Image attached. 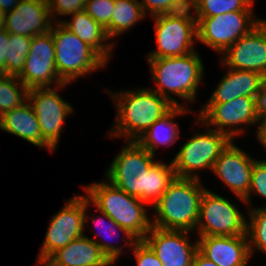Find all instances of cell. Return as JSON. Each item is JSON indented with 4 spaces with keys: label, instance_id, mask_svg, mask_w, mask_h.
<instances>
[{
    "label": "cell",
    "instance_id": "obj_2",
    "mask_svg": "<svg viewBox=\"0 0 266 266\" xmlns=\"http://www.w3.org/2000/svg\"><path fill=\"white\" fill-rule=\"evenodd\" d=\"M107 91L111 93L117 111L108 136L124 137V141H137L157 119L175 106L150 88Z\"/></svg>",
    "mask_w": 266,
    "mask_h": 266
},
{
    "label": "cell",
    "instance_id": "obj_24",
    "mask_svg": "<svg viewBox=\"0 0 266 266\" xmlns=\"http://www.w3.org/2000/svg\"><path fill=\"white\" fill-rule=\"evenodd\" d=\"M71 21L62 20V24L73 32L80 40L93 47L107 62L116 43L106 42L109 38L105 29L93 20L84 10L70 15Z\"/></svg>",
    "mask_w": 266,
    "mask_h": 266
},
{
    "label": "cell",
    "instance_id": "obj_11",
    "mask_svg": "<svg viewBox=\"0 0 266 266\" xmlns=\"http://www.w3.org/2000/svg\"><path fill=\"white\" fill-rule=\"evenodd\" d=\"M197 116V122H194L196 125L214 126L212 129L225 134L230 140L244 134L245 127L255 124L257 126L259 122L255 98L247 96L238 97L227 103H206L201 105Z\"/></svg>",
    "mask_w": 266,
    "mask_h": 266
},
{
    "label": "cell",
    "instance_id": "obj_38",
    "mask_svg": "<svg viewBox=\"0 0 266 266\" xmlns=\"http://www.w3.org/2000/svg\"><path fill=\"white\" fill-rule=\"evenodd\" d=\"M258 128L256 129V139L261 143V145L265 148L266 150V118L261 119L258 122ZM263 162H266V160H260Z\"/></svg>",
    "mask_w": 266,
    "mask_h": 266
},
{
    "label": "cell",
    "instance_id": "obj_29",
    "mask_svg": "<svg viewBox=\"0 0 266 266\" xmlns=\"http://www.w3.org/2000/svg\"><path fill=\"white\" fill-rule=\"evenodd\" d=\"M248 207V220L250 221H247L246 235L250 255L253 257L255 250H259L266 255V208L261 206L250 208V205Z\"/></svg>",
    "mask_w": 266,
    "mask_h": 266
},
{
    "label": "cell",
    "instance_id": "obj_10",
    "mask_svg": "<svg viewBox=\"0 0 266 266\" xmlns=\"http://www.w3.org/2000/svg\"><path fill=\"white\" fill-rule=\"evenodd\" d=\"M195 18L197 40L220 55L263 20L256 18L253 11H233L212 17Z\"/></svg>",
    "mask_w": 266,
    "mask_h": 266
},
{
    "label": "cell",
    "instance_id": "obj_20",
    "mask_svg": "<svg viewBox=\"0 0 266 266\" xmlns=\"http://www.w3.org/2000/svg\"><path fill=\"white\" fill-rule=\"evenodd\" d=\"M265 80L253 71L227 68L207 103H227L241 96L255 98Z\"/></svg>",
    "mask_w": 266,
    "mask_h": 266
},
{
    "label": "cell",
    "instance_id": "obj_39",
    "mask_svg": "<svg viewBox=\"0 0 266 266\" xmlns=\"http://www.w3.org/2000/svg\"><path fill=\"white\" fill-rule=\"evenodd\" d=\"M192 266H218L213 261L208 260L199 251L195 254Z\"/></svg>",
    "mask_w": 266,
    "mask_h": 266
},
{
    "label": "cell",
    "instance_id": "obj_3",
    "mask_svg": "<svg viewBox=\"0 0 266 266\" xmlns=\"http://www.w3.org/2000/svg\"><path fill=\"white\" fill-rule=\"evenodd\" d=\"M151 79L156 86L150 89L165 97L174 105L180 104L176 97L193 103L204 77V66L198 52L176 57L147 58Z\"/></svg>",
    "mask_w": 266,
    "mask_h": 266
},
{
    "label": "cell",
    "instance_id": "obj_26",
    "mask_svg": "<svg viewBox=\"0 0 266 266\" xmlns=\"http://www.w3.org/2000/svg\"><path fill=\"white\" fill-rule=\"evenodd\" d=\"M145 17L140 1L115 0L111 22L105 28V32L109 40L116 38L126 33Z\"/></svg>",
    "mask_w": 266,
    "mask_h": 266
},
{
    "label": "cell",
    "instance_id": "obj_31",
    "mask_svg": "<svg viewBox=\"0 0 266 266\" xmlns=\"http://www.w3.org/2000/svg\"><path fill=\"white\" fill-rule=\"evenodd\" d=\"M140 3L145 16L150 12L152 17L177 13L190 8L188 0H142Z\"/></svg>",
    "mask_w": 266,
    "mask_h": 266
},
{
    "label": "cell",
    "instance_id": "obj_28",
    "mask_svg": "<svg viewBox=\"0 0 266 266\" xmlns=\"http://www.w3.org/2000/svg\"><path fill=\"white\" fill-rule=\"evenodd\" d=\"M28 89L17 76L0 74V116L27 101Z\"/></svg>",
    "mask_w": 266,
    "mask_h": 266
},
{
    "label": "cell",
    "instance_id": "obj_34",
    "mask_svg": "<svg viewBox=\"0 0 266 266\" xmlns=\"http://www.w3.org/2000/svg\"><path fill=\"white\" fill-rule=\"evenodd\" d=\"M52 21L62 22L58 16L72 15L75 12L83 11L86 0H47ZM56 17H58L56 19Z\"/></svg>",
    "mask_w": 266,
    "mask_h": 266
},
{
    "label": "cell",
    "instance_id": "obj_6",
    "mask_svg": "<svg viewBox=\"0 0 266 266\" xmlns=\"http://www.w3.org/2000/svg\"><path fill=\"white\" fill-rule=\"evenodd\" d=\"M55 65L60 80L70 84L88 73L102 69L108 62L90 45L80 40L61 22L52 24Z\"/></svg>",
    "mask_w": 266,
    "mask_h": 266
},
{
    "label": "cell",
    "instance_id": "obj_13",
    "mask_svg": "<svg viewBox=\"0 0 266 266\" xmlns=\"http://www.w3.org/2000/svg\"><path fill=\"white\" fill-rule=\"evenodd\" d=\"M69 84L28 90L27 100L31 104L43 139L56 151L66 117L74 112L73 106L58 94ZM56 90V91H55Z\"/></svg>",
    "mask_w": 266,
    "mask_h": 266
},
{
    "label": "cell",
    "instance_id": "obj_35",
    "mask_svg": "<svg viewBox=\"0 0 266 266\" xmlns=\"http://www.w3.org/2000/svg\"><path fill=\"white\" fill-rule=\"evenodd\" d=\"M137 266H163L152 249L143 241H137L131 248Z\"/></svg>",
    "mask_w": 266,
    "mask_h": 266
},
{
    "label": "cell",
    "instance_id": "obj_23",
    "mask_svg": "<svg viewBox=\"0 0 266 266\" xmlns=\"http://www.w3.org/2000/svg\"><path fill=\"white\" fill-rule=\"evenodd\" d=\"M188 107L175 105L167 114L157 119L137 140V142L155 156L158 146H170L180 139V127L174 121L179 116L194 113Z\"/></svg>",
    "mask_w": 266,
    "mask_h": 266
},
{
    "label": "cell",
    "instance_id": "obj_19",
    "mask_svg": "<svg viewBox=\"0 0 266 266\" xmlns=\"http://www.w3.org/2000/svg\"><path fill=\"white\" fill-rule=\"evenodd\" d=\"M198 251L218 266H247L251 258L247 235L202 236Z\"/></svg>",
    "mask_w": 266,
    "mask_h": 266
},
{
    "label": "cell",
    "instance_id": "obj_22",
    "mask_svg": "<svg viewBox=\"0 0 266 266\" xmlns=\"http://www.w3.org/2000/svg\"><path fill=\"white\" fill-rule=\"evenodd\" d=\"M0 130L18 136L39 148L55 151L43 139L38 119L28 100L0 116Z\"/></svg>",
    "mask_w": 266,
    "mask_h": 266
},
{
    "label": "cell",
    "instance_id": "obj_21",
    "mask_svg": "<svg viewBox=\"0 0 266 266\" xmlns=\"http://www.w3.org/2000/svg\"><path fill=\"white\" fill-rule=\"evenodd\" d=\"M46 261L51 266H113L99 246L86 235L58 249Z\"/></svg>",
    "mask_w": 266,
    "mask_h": 266
},
{
    "label": "cell",
    "instance_id": "obj_4",
    "mask_svg": "<svg viewBox=\"0 0 266 266\" xmlns=\"http://www.w3.org/2000/svg\"><path fill=\"white\" fill-rule=\"evenodd\" d=\"M195 178L175 179L152 206V226L165 230L195 231L205 187ZM155 215V216H154Z\"/></svg>",
    "mask_w": 266,
    "mask_h": 266
},
{
    "label": "cell",
    "instance_id": "obj_5",
    "mask_svg": "<svg viewBox=\"0 0 266 266\" xmlns=\"http://www.w3.org/2000/svg\"><path fill=\"white\" fill-rule=\"evenodd\" d=\"M84 191L91 205L104 212L136 240H143L152 226L147 216V203L112 185L108 180L85 185ZM147 205V206H146Z\"/></svg>",
    "mask_w": 266,
    "mask_h": 266
},
{
    "label": "cell",
    "instance_id": "obj_41",
    "mask_svg": "<svg viewBox=\"0 0 266 266\" xmlns=\"http://www.w3.org/2000/svg\"><path fill=\"white\" fill-rule=\"evenodd\" d=\"M5 16L6 13L0 9V28L3 27Z\"/></svg>",
    "mask_w": 266,
    "mask_h": 266
},
{
    "label": "cell",
    "instance_id": "obj_27",
    "mask_svg": "<svg viewBox=\"0 0 266 266\" xmlns=\"http://www.w3.org/2000/svg\"><path fill=\"white\" fill-rule=\"evenodd\" d=\"M255 0H193L194 17H212L233 11H253Z\"/></svg>",
    "mask_w": 266,
    "mask_h": 266
},
{
    "label": "cell",
    "instance_id": "obj_8",
    "mask_svg": "<svg viewBox=\"0 0 266 266\" xmlns=\"http://www.w3.org/2000/svg\"><path fill=\"white\" fill-rule=\"evenodd\" d=\"M203 127L206 132H195L172 159L176 177L199 179L198 170L212 171L221 151L231 141L225 134Z\"/></svg>",
    "mask_w": 266,
    "mask_h": 266
},
{
    "label": "cell",
    "instance_id": "obj_30",
    "mask_svg": "<svg viewBox=\"0 0 266 266\" xmlns=\"http://www.w3.org/2000/svg\"><path fill=\"white\" fill-rule=\"evenodd\" d=\"M32 37L9 33L8 58H6V75L18 76L31 47Z\"/></svg>",
    "mask_w": 266,
    "mask_h": 266
},
{
    "label": "cell",
    "instance_id": "obj_18",
    "mask_svg": "<svg viewBox=\"0 0 266 266\" xmlns=\"http://www.w3.org/2000/svg\"><path fill=\"white\" fill-rule=\"evenodd\" d=\"M52 23L47 0H20L3 27L10 34L33 37L49 32Z\"/></svg>",
    "mask_w": 266,
    "mask_h": 266
},
{
    "label": "cell",
    "instance_id": "obj_17",
    "mask_svg": "<svg viewBox=\"0 0 266 266\" xmlns=\"http://www.w3.org/2000/svg\"><path fill=\"white\" fill-rule=\"evenodd\" d=\"M256 160L231 140L215 161L212 172L244 203V198L249 194Z\"/></svg>",
    "mask_w": 266,
    "mask_h": 266
},
{
    "label": "cell",
    "instance_id": "obj_15",
    "mask_svg": "<svg viewBox=\"0 0 266 266\" xmlns=\"http://www.w3.org/2000/svg\"><path fill=\"white\" fill-rule=\"evenodd\" d=\"M221 57L226 68L253 71L266 77V19L228 47Z\"/></svg>",
    "mask_w": 266,
    "mask_h": 266
},
{
    "label": "cell",
    "instance_id": "obj_16",
    "mask_svg": "<svg viewBox=\"0 0 266 266\" xmlns=\"http://www.w3.org/2000/svg\"><path fill=\"white\" fill-rule=\"evenodd\" d=\"M190 231L152 227L143 241L163 266H192L198 252V240L190 243Z\"/></svg>",
    "mask_w": 266,
    "mask_h": 266
},
{
    "label": "cell",
    "instance_id": "obj_37",
    "mask_svg": "<svg viewBox=\"0 0 266 266\" xmlns=\"http://www.w3.org/2000/svg\"><path fill=\"white\" fill-rule=\"evenodd\" d=\"M256 112L258 119L266 118V80L263 82L260 91L255 97Z\"/></svg>",
    "mask_w": 266,
    "mask_h": 266
},
{
    "label": "cell",
    "instance_id": "obj_32",
    "mask_svg": "<svg viewBox=\"0 0 266 266\" xmlns=\"http://www.w3.org/2000/svg\"><path fill=\"white\" fill-rule=\"evenodd\" d=\"M115 0H86L84 11L104 29L110 24Z\"/></svg>",
    "mask_w": 266,
    "mask_h": 266
},
{
    "label": "cell",
    "instance_id": "obj_7",
    "mask_svg": "<svg viewBox=\"0 0 266 266\" xmlns=\"http://www.w3.org/2000/svg\"><path fill=\"white\" fill-rule=\"evenodd\" d=\"M186 10L154 16L157 48L147 54V58L176 57L190 54L197 40V20Z\"/></svg>",
    "mask_w": 266,
    "mask_h": 266
},
{
    "label": "cell",
    "instance_id": "obj_36",
    "mask_svg": "<svg viewBox=\"0 0 266 266\" xmlns=\"http://www.w3.org/2000/svg\"><path fill=\"white\" fill-rule=\"evenodd\" d=\"M9 33L0 28V74L6 75V58H8Z\"/></svg>",
    "mask_w": 266,
    "mask_h": 266
},
{
    "label": "cell",
    "instance_id": "obj_14",
    "mask_svg": "<svg viewBox=\"0 0 266 266\" xmlns=\"http://www.w3.org/2000/svg\"><path fill=\"white\" fill-rule=\"evenodd\" d=\"M17 78L29 90L63 84L55 65V47L52 32L32 37L24 67Z\"/></svg>",
    "mask_w": 266,
    "mask_h": 266
},
{
    "label": "cell",
    "instance_id": "obj_9",
    "mask_svg": "<svg viewBox=\"0 0 266 266\" xmlns=\"http://www.w3.org/2000/svg\"><path fill=\"white\" fill-rule=\"evenodd\" d=\"M237 207L232 201L206 188L200 200L195 229L198 237L246 234L247 219Z\"/></svg>",
    "mask_w": 266,
    "mask_h": 266
},
{
    "label": "cell",
    "instance_id": "obj_42",
    "mask_svg": "<svg viewBox=\"0 0 266 266\" xmlns=\"http://www.w3.org/2000/svg\"><path fill=\"white\" fill-rule=\"evenodd\" d=\"M37 266H51L47 261L37 262Z\"/></svg>",
    "mask_w": 266,
    "mask_h": 266
},
{
    "label": "cell",
    "instance_id": "obj_12",
    "mask_svg": "<svg viewBox=\"0 0 266 266\" xmlns=\"http://www.w3.org/2000/svg\"><path fill=\"white\" fill-rule=\"evenodd\" d=\"M85 195H74L51 217L37 262L46 261L58 249L67 246L85 233Z\"/></svg>",
    "mask_w": 266,
    "mask_h": 266
},
{
    "label": "cell",
    "instance_id": "obj_33",
    "mask_svg": "<svg viewBox=\"0 0 266 266\" xmlns=\"http://www.w3.org/2000/svg\"><path fill=\"white\" fill-rule=\"evenodd\" d=\"M252 192L266 199V162L260 161V159L253 164L249 194L244 198L246 205H251ZM262 208H266V205Z\"/></svg>",
    "mask_w": 266,
    "mask_h": 266
},
{
    "label": "cell",
    "instance_id": "obj_1",
    "mask_svg": "<svg viewBox=\"0 0 266 266\" xmlns=\"http://www.w3.org/2000/svg\"><path fill=\"white\" fill-rule=\"evenodd\" d=\"M126 142L105 171L106 180L152 207L176 177L172 160L156 161L137 141Z\"/></svg>",
    "mask_w": 266,
    "mask_h": 266
},
{
    "label": "cell",
    "instance_id": "obj_25",
    "mask_svg": "<svg viewBox=\"0 0 266 266\" xmlns=\"http://www.w3.org/2000/svg\"><path fill=\"white\" fill-rule=\"evenodd\" d=\"M91 205V202L89 201V199L87 198V196L85 195V214H84V225L87 224V221L91 220L95 223L94 226H99V230L100 233H98V231H96L92 236L94 237H98L101 239L100 241H97L93 238H91L101 249V251L106 255V257L113 263L115 264L116 261H118L119 257L122 256L123 252H122V247L124 246V244L122 246H116V244L112 245L110 242H108V236L109 237H114L119 234V231H121V233L123 232V237L125 239V246H130V248H132L134 246V244L138 241L136 240L125 228L119 226L114 220H112L109 216H107L104 212L99 211L98 213H101L102 218H95L93 215L91 219H89L88 215H87V211H89V206ZM103 217L109 221V223L105 222V220L103 219ZM96 228V227H95ZM119 230V231H118ZM104 233V234H103ZM109 233V235H108ZM101 234V235H100ZM103 234V235H102ZM106 235V238L104 237V235ZM117 234V235H116ZM119 236V235H118Z\"/></svg>",
    "mask_w": 266,
    "mask_h": 266
},
{
    "label": "cell",
    "instance_id": "obj_40",
    "mask_svg": "<svg viewBox=\"0 0 266 266\" xmlns=\"http://www.w3.org/2000/svg\"><path fill=\"white\" fill-rule=\"evenodd\" d=\"M20 0H0V9L6 14L13 11Z\"/></svg>",
    "mask_w": 266,
    "mask_h": 266
}]
</instances>
